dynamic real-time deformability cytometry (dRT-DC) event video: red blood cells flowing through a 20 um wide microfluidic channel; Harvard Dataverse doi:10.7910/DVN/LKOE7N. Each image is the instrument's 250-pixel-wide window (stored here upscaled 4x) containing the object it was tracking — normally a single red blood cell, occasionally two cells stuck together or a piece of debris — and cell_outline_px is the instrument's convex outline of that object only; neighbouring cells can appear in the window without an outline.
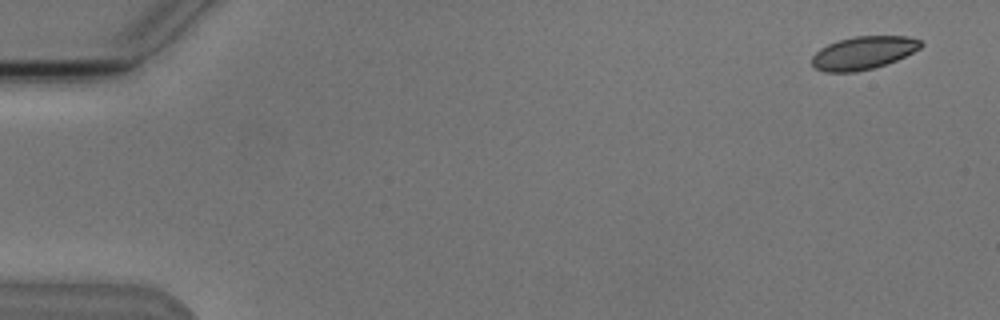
{"species": "Egyptian fruit bat (a non-hibernating species)", "species_latin": "Rousettus aegyptiacus", "temperature_condition": "cold", "stored_images_in_passage": 6, "segment_of_instrument_passage": [1, 2], "camera_frame_rate_fps": 3000, "um_per_image_px": 0.085, "animal": {"sex": "male"}, "frame": {"image": 1, "passage_image": 1, "time_ms": 0.0, "image_size_px": [1000, 320], "cell_outline_px": [[924, 44], [920, 48], [896, 60], [872, 68], [856, 72], [824, 72], [816, 68], [812, 64], [812, 56], [820, 48], [828, 44], [852, 36], [908, 36], [920, 40]], "centroid_in_image_um": [73.37, 4.49], "position_along_channel_um": 11.6, "area_um2": 20.81}}